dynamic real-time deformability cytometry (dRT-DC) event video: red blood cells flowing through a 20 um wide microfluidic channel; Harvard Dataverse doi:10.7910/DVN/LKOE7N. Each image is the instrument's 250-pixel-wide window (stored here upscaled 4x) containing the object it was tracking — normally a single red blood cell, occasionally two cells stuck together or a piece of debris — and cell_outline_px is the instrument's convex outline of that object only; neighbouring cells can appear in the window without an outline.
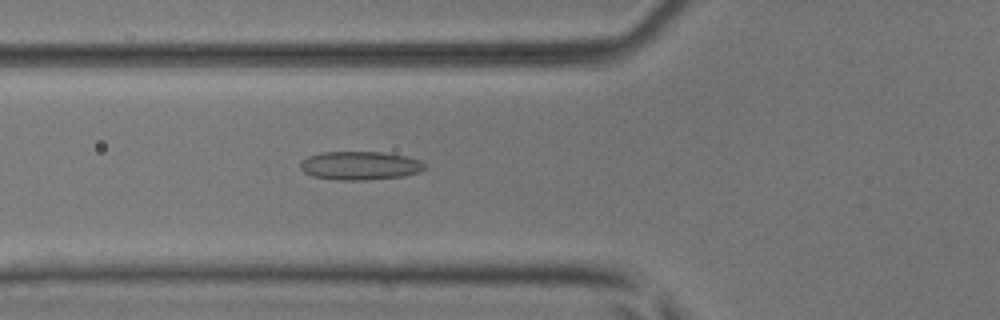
{"species": "common noctule bat (a hibernating species)", "species_latin": "Nyctalus noctula", "temperature_condition": "room temperature", "stored_images_in_passage": 2, "camera_frame_rate_fps": 3000, "um_per_image_px": 0.085, "animal": {"sex": "male", "body_mass_g": 17.9, "forearm_length_mm": 54.2}, "frame": {"image": 1, "passage_image": 2, "time_ms": 0.333, "image_size_px": [1000, 320], "cell_outline_px": [[428, 168], [420, 172], [404, 176], [364, 180], [336, 180], [312, 176], [304, 172], [300, 168], [300, 164], [308, 156], [320, 152], [380, 152], [404, 156], [420, 160], [428, 164]], "centroid_in_image_um": [30.64, 14.08], "position_along_channel_um": 95.2, "area_um2": 20.81}}